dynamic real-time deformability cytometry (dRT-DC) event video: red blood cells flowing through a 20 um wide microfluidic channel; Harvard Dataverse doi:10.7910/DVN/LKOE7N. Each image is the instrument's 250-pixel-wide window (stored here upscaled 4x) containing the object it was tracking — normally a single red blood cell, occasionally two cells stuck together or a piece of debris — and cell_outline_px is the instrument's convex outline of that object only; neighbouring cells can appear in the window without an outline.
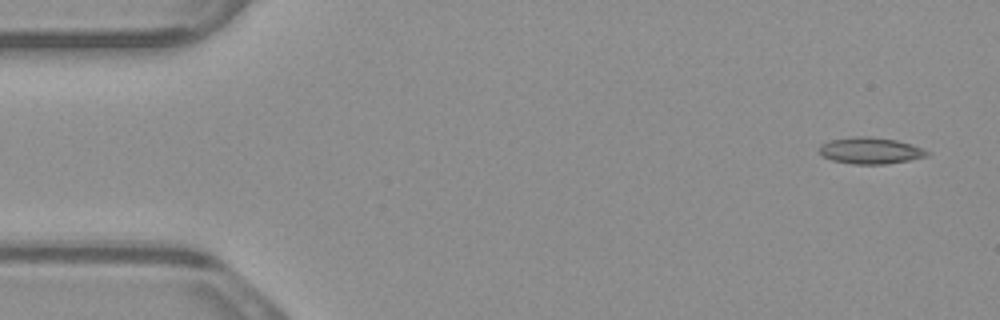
{"species": "common noctule bat (a hibernating species)", "species_latin": "Nyctalus noctula", "temperature_condition": "warm", "stored_images_in_passage": 2, "camera_frame_rate_fps": 3000, "um_per_image_px": 0.085, "animal": {"sex": "male", "body_mass_g": 23.1, "forearm_length_mm": 52.7}, "frame": {"image": 1, "passage_image": 1, "time_ms": 0.0, "image_size_px": [1000, 320], "cell_outline_px": [[932, 152], [928, 156], [888, 164], [852, 164], [832, 160], [824, 156], [820, 152], [820, 144], [832, 140], [856, 136], [868, 136], [896, 140], [912, 144]], "centroid_in_image_um": [74.03, 12.8], "position_along_channel_um": 11.0, "area_um2": 16.59}}